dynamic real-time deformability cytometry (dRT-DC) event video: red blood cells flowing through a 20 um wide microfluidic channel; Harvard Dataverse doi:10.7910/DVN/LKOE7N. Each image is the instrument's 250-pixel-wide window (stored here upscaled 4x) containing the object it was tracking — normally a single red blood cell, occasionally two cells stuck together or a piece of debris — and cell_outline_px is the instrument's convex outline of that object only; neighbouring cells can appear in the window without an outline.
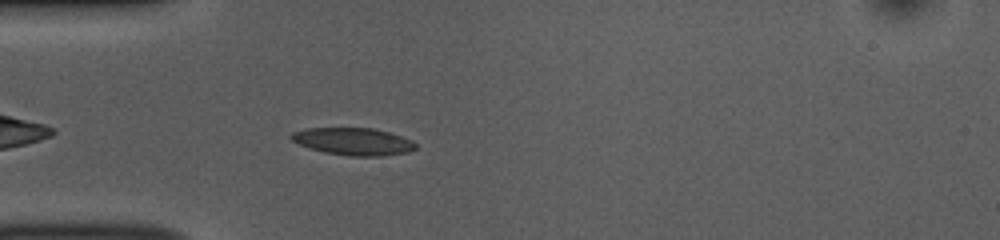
{"species": "common noctule bat (a hibernating species)", "species_latin": "Nyctalus noctula", "temperature_condition": "room temperature", "stored_images_in_passage": 41, "camera_frame_rate_fps": 3000, "um_per_image_px": 0.085, "animal": {"sex": "female", "body_mass_g": 10.0, "forearm_length_mm": 53.1}, "frame": {"image": 1, "passage_image": 4, "time_ms": 1.0, "image_size_px": [1000, 240], "cell_outline_px": [[416, 148], [408, 152], [380, 156], [348, 156], [324, 152], [300, 144], [292, 140], [288, 136], [292, 132], [308, 128], [372, 128], [388, 132], [412, 140], [416, 144]], "centroid_in_image_um": [30.03, 12.02], "position_along_channel_um": 55.0, "area_um2": 19.65}}
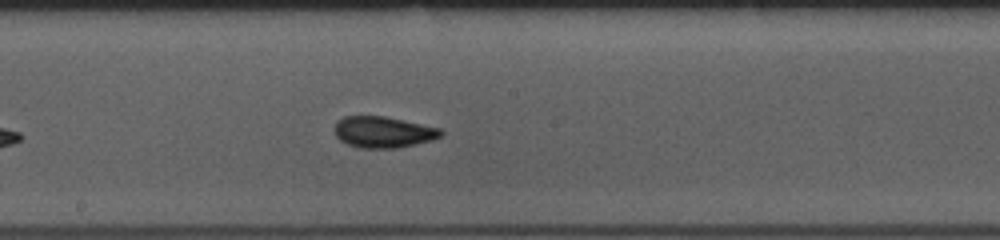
{"frame": {"image": 2, "passage_image": 17, "time_ms": 5.333, "image_size_px": [1000, 240], "cell_outline_px": [[444, 132], [440, 136], [432, 140], [400, 148], [360, 148], [348, 144], [340, 140], [336, 136], [336, 120], [344, 116], [384, 116], [440, 128]], "centroid_in_image_um": [32.58, 11.23], "position_along_channel_um": 215.6, "area_um2": 19.31}}
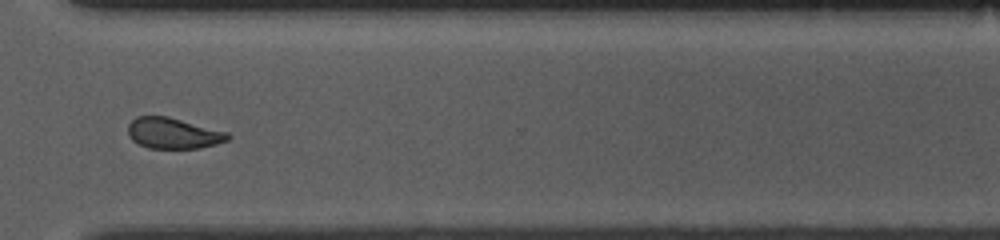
{"frame": {"image": 3, "passage_image": 28, "time_ms": 9.0, "image_size_px": [1000, 240], "cell_outline_px": [[232, 136], [228, 140], [216, 144], [200, 148], [148, 148], [132, 140], [128, 132], [128, 124], [136, 116], [168, 116], [228, 132]], "centroid_in_image_um": [14.74, 11.32], "position_along_channel_um": 355.9, "area_um2": 17.98}, "authors_computed_cell_mechanics": {"area_um2": 19.1318, "velocity_mm_per_s": 3.8281, "shape_relaxation_time_tau1_ms": 4.2294, "shape_relaxation_time_tau2_ms": 1.3889, "deformation_change_tau1": 0.1057, "deformation_change_tau2": 0.066}}